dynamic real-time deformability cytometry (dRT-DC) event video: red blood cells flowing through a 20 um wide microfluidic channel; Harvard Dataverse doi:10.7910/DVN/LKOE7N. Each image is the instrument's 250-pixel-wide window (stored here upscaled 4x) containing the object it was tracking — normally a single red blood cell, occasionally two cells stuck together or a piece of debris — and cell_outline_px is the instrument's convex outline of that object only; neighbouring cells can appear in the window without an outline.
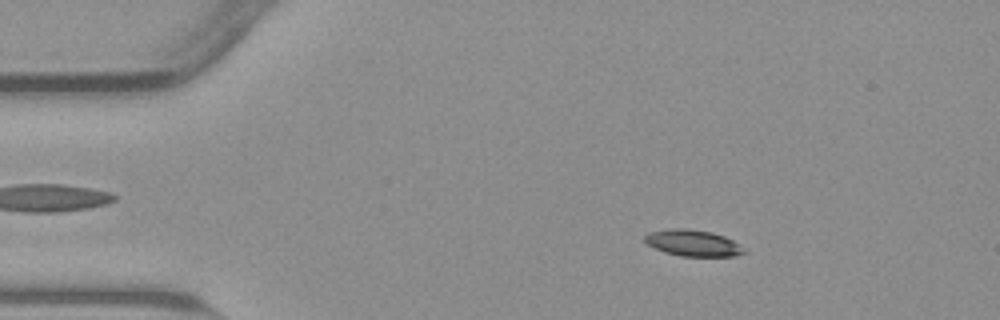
{"species": "common noctule bat (a hibernating species)", "species_latin": "Nyctalus noctula", "temperature_condition": "warm", "stored_images_in_passage": 52, "camera_frame_rate_fps": 3000, "um_per_image_px": 0.085, "animal": {"sex": "male", "body_mass_g": 23.1, "forearm_length_mm": 52.7}, "frame": {"image": 1, "passage_image": 7, "time_ms": 2.0, "image_size_px": [1000, 320], "cell_outline_px": [[748, 252], [736, 256], [680, 256], [664, 252], [648, 244], [644, 240], [644, 236], [648, 232], [672, 228], [684, 228], [712, 232], [724, 236], [732, 240], [744, 248]], "centroid_in_image_um": [58.91, 20.66], "position_along_channel_um": 26.1, "area_um2": 15.26}}
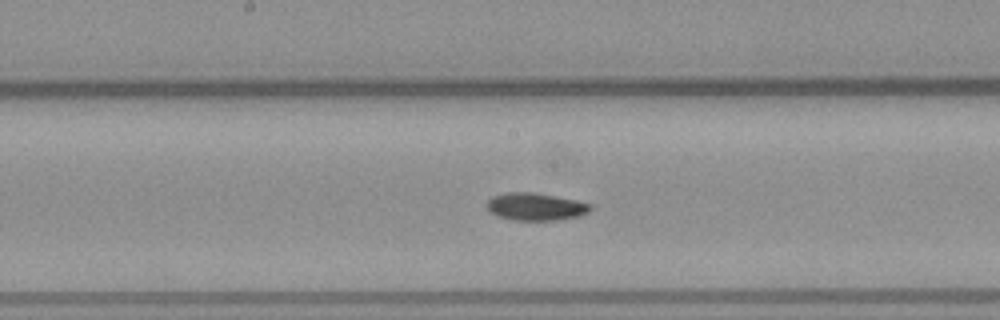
{"frame": {"image": 2, "passage_image": 26, "time_ms": 8.333, "image_size_px": [1000, 320], "cell_outline_px": [[592, 208], [588, 212], [580, 216], [556, 220], [512, 220], [488, 212], [484, 204], [492, 196], [508, 192], [532, 192], [556, 196], [576, 200], [592, 204]], "centroid_in_image_um": [45.5, 17.56], "position_along_channel_um": 202.7, "area_um2": 16.76}}
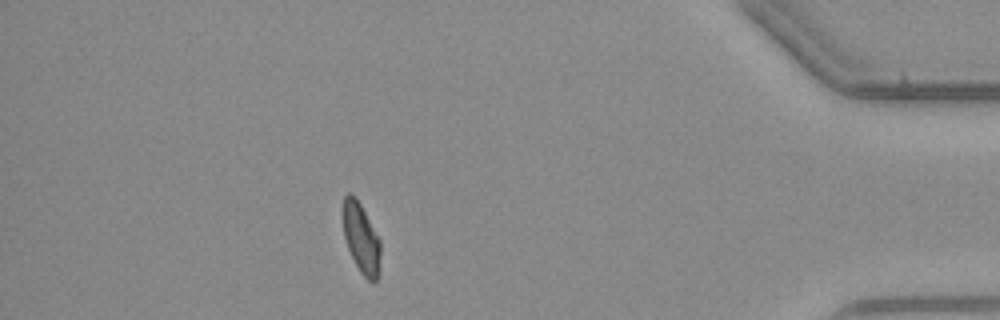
{"frame": {"image": 3, "passage_image": 46, "time_ms": 15.0, "image_size_px": [1000, 320], "cell_outline_px": [[380, 272], [376, 280], [372, 284], [360, 272], [348, 248], [344, 236], [344, 196], [348, 192], [356, 196], [380, 240]], "centroid_in_image_um": [30.73, 20.28], "position_along_channel_um": 404.5, "area_um2": 15.14}, "authors_computed_cell_mechanics": {"area_um2": 15.895, "velocity_mm_per_s": 3.8043, "shape_relaxation_time_tau1_ms": 4.3307, "shape_relaxation_time_tau2_ms": 5.7473, "deformation_change_tau1": 0.1336, "deformation_change_tau2": 0.0851}}